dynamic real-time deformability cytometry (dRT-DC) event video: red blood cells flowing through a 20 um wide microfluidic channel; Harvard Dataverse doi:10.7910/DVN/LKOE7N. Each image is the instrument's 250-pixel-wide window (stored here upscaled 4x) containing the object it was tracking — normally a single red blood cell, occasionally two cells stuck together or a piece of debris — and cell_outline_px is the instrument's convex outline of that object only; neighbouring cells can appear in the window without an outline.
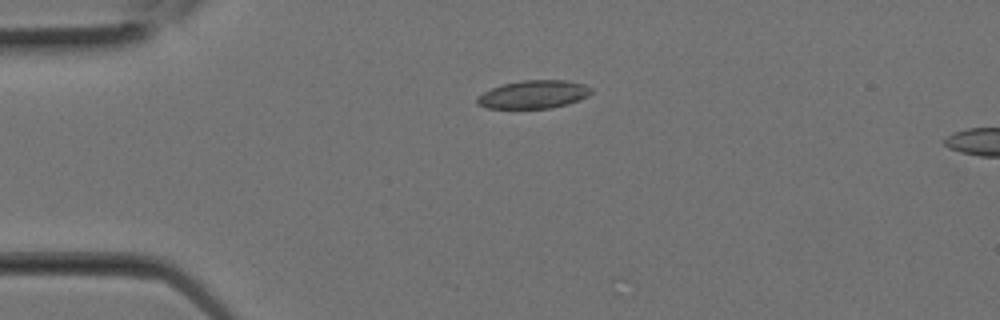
{"species": "Egyptian fruit bat (a non-hibernating species)", "species_latin": "Rousettus aegyptiacus", "temperature_condition": "room temperature", "stored_images_in_passage": 3, "segment_of_instrument_passage": [1, 2], "camera_frame_rate_fps": 3000, "um_per_image_px": 0.085, "animal": {"sex": "female"}, "frame": {"image": 1, "passage_image": 2, "time_ms": 0.333, "image_size_px": [1000, 320], "cell_outline_px": [[592, 92], [588, 96], [580, 100], [552, 108], [488, 108], [476, 104], [476, 96], [492, 88], [504, 84], [524, 80], [564, 80], [584, 84], [592, 88]], "centroid_in_image_um": [45.36, 8.03], "position_along_channel_um": 39.6, "area_um2": 18.67}}